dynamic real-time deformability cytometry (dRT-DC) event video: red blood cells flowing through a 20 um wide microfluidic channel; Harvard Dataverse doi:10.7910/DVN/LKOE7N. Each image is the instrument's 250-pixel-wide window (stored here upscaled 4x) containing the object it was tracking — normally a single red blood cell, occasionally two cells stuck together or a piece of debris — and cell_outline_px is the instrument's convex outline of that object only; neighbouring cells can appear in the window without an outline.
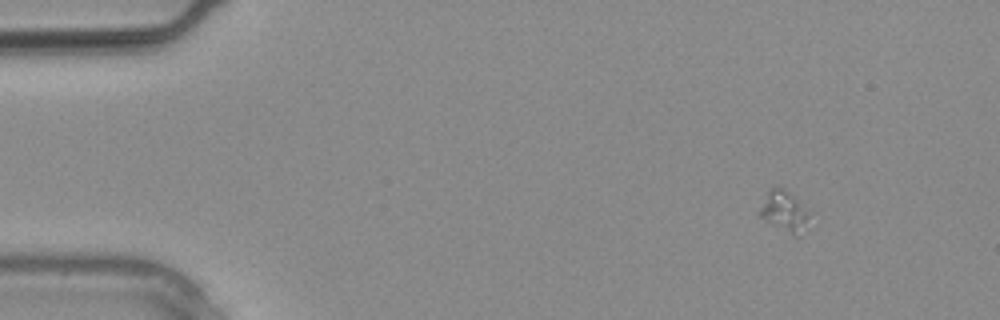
{"species": "common noctule bat (a hibernating species)", "species_latin": "Nyctalus noctula", "temperature_condition": "warm", "stored_images_in_passage": 2, "camera_frame_rate_fps": 3000, "um_per_image_px": 0.085, "animal": {"sex": "male", "body_mass_g": 20.4}, "frame": {"image": 1, "passage_image": 1, "time_ms": 0.0, "image_size_px": [1000, 320], "cell_outline_px": [[808, 216], [800, 236], [792, 236], [764, 224], [760, 216], [760, 208], [768, 192], [772, 188], [784, 188], [808, 212]], "centroid_in_image_um": [66.59, 18.06], "position_along_channel_um": 18.4, "area_um2": 11.56}}